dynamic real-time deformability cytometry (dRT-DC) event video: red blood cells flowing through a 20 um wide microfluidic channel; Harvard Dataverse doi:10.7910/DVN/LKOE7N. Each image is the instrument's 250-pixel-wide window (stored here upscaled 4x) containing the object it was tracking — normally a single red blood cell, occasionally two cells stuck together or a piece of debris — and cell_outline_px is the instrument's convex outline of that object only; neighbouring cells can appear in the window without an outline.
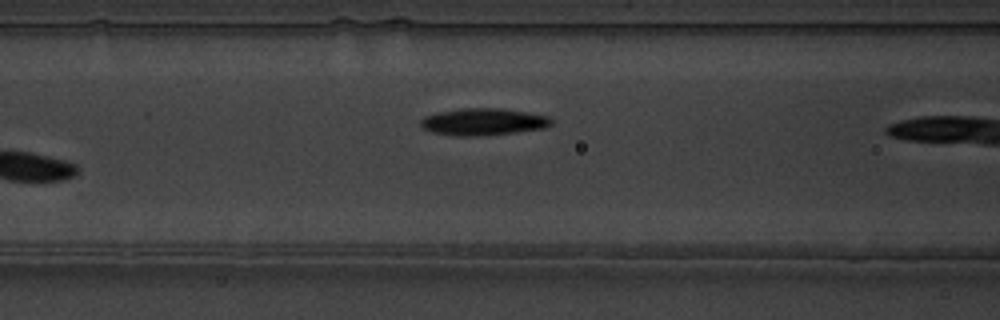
{"species": "common noctule bat (a hibernating species)", "species_latin": "Nyctalus noctula", "temperature_condition": "warm", "stored_images_in_passage": 6, "camera_frame_rate_fps": 3000, "um_per_image_px": 0.085, "animal": {"sex": "male", "body_mass_g": 19.5, "forearm_length_mm": 54.6}, "frame": {"image": 1, "passage_image": 5, "time_ms": 1.333, "image_size_px": [1000, 320], "cell_outline_px": [[552, 124], [544, 128], [516, 132], [480, 136], [456, 136], [432, 132], [424, 128], [420, 124], [420, 120], [424, 116], [440, 112], [460, 108], [500, 108], [548, 116], [552, 120]], "centroid_in_image_um": [41.06, 10.35], "position_along_channel_um": 125.5, "area_um2": 20.46}}